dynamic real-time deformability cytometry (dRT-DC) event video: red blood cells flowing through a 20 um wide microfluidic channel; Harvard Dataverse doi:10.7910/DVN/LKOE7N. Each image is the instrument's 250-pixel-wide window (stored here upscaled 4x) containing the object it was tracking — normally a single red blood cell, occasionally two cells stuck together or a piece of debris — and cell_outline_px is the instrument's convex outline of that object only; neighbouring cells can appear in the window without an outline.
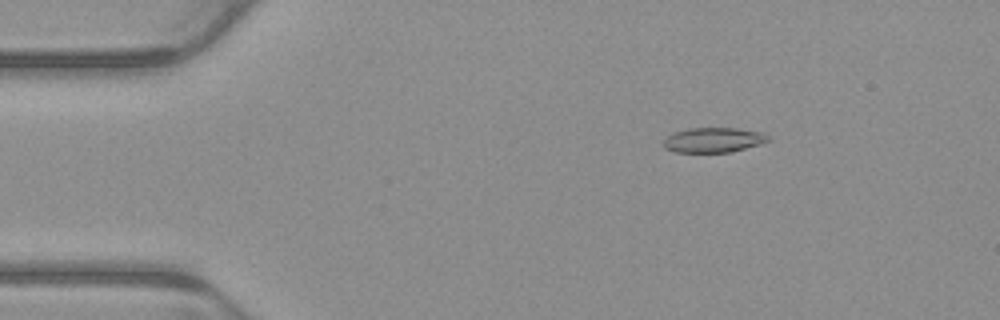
{"species": "common noctule bat (a hibernating species)", "species_latin": "Nyctalus noctula", "temperature_condition": "warm", "stored_images_in_passage": 5, "camera_frame_rate_fps": 3000, "um_per_image_px": 0.085, "animal": {"sex": "male", "body_mass_g": 23.1, "forearm_length_mm": 52.7}, "frame": {"image": 1, "passage_image": 3, "time_ms": 0.667, "image_size_px": [1000, 320], "cell_outline_px": [[772, 140], [760, 144], [732, 152], [676, 152], [664, 148], [664, 140], [668, 136], [676, 132], [688, 128], [736, 128], [764, 132]], "centroid_in_image_um": [60.69, 11.9], "position_along_channel_um": 24.3, "area_um2": 15.2}}